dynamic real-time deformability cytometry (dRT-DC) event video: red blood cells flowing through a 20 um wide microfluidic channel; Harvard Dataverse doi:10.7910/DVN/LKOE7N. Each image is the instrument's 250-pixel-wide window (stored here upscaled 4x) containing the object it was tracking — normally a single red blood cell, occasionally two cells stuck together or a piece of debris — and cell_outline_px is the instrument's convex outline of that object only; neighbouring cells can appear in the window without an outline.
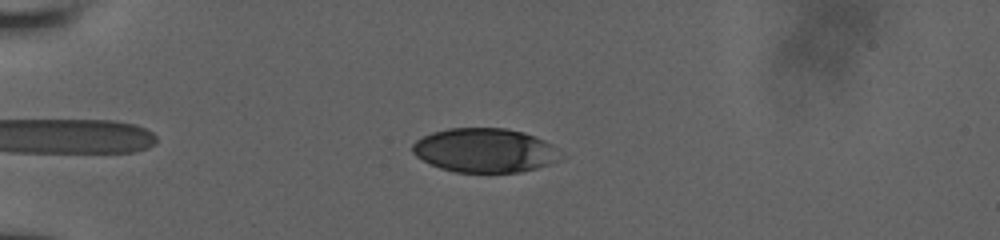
{"species": "human", "species_latin": "Homo sapiens", "temperature_condition": "room temperature", "stored_images_in_passage": 40, "camera_frame_rate_fps": 3000, "um_per_image_px": 0.085, "donor": {"sex": "male"}, "frame": {"image": 1, "passage_image": 6, "time_ms": 1.667, "image_size_px": [1000, 240], "cell_outline_px": [[564, 156], [548, 164], [536, 168], [520, 172], [456, 172], [440, 168], [416, 156], [412, 152], [412, 144], [416, 140], [432, 132], [448, 128], [508, 128], [524, 132], [536, 136], [560, 148]], "centroid_in_image_um": [41.25, 12.77], "position_along_channel_um": 43.8, "area_um2": 38.26}}
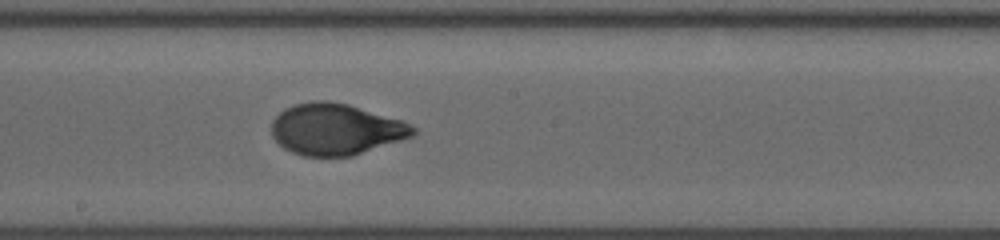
{"frame": {"image": 2, "passage_image": 23, "time_ms": 7.333, "image_size_px": [1000, 240], "cell_outline_px": [[416, 132], [412, 136], [352, 156], [304, 156], [292, 152], [284, 148], [272, 136], [272, 120], [284, 108], [296, 104], [312, 100], [328, 100], [348, 104], [404, 120], [416, 128]], "centroid_in_image_um": [28.54, 10.97], "position_along_channel_um": 219.7, "area_um2": 42.37}}
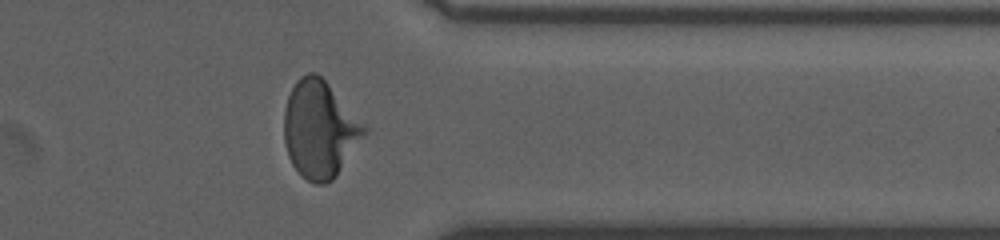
{"frame": {"image": 3, "passage_image": 36, "time_ms": 11.667, "image_size_px": [1000, 240], "cell_outline_px": [[368, 132], [336, 176], [332, 180], [324, 184], [316, 184], [300, 176], [292, 164], [288, 156], [284, 144], [284, 108], [288, 96], [296, 80], [300, 76], [308, 72], [316, 72], [328, 84], [368, 128]], "centroid_in_image_um": [27.16, 11.01], "position_along_channel_um": 384.2, "area_um2": 45.37}, "authors_computed_cell_mechanics": {"area_um2": 41.9628, "velocity_mm_per_s": 3.9031, "shape_relaxation_time_tau1_ms": 5.2738, "shape_relaxation_time_tau2_ms": null, "deformation_change_tau1": 0.2201, "deformation_change_tau2": null}}